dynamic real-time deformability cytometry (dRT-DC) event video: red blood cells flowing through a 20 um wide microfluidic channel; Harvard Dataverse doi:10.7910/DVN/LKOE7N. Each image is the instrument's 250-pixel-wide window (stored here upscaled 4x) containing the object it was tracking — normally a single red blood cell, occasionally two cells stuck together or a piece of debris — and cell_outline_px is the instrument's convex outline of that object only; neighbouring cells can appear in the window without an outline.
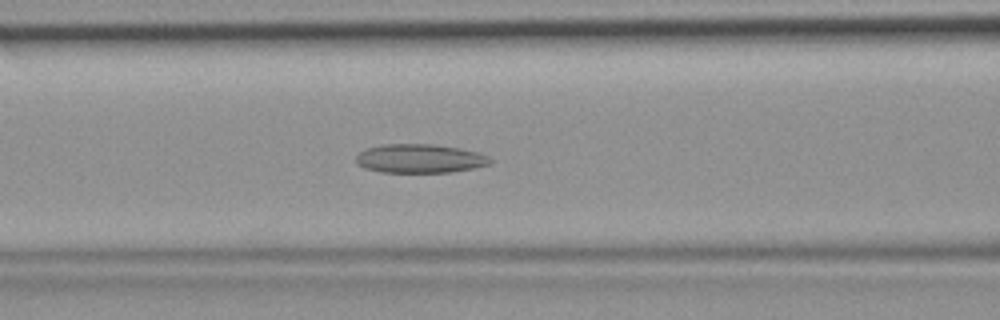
{"species": "common noctule bat (a hibernating species)", "species_latin": "Nyctalus noctula", "temperature_condition": "room temperature", "stored_images_in_passage": 46, "camera_frame_rate_fps": 3000, "um_per_image_px": 0.085, "animal": {"sex": "female", "body_mass_g": 19.9}, "frame": {"image": 1, "passage_image": 19, "time_ms": 6.0, "image_size_px": [1000, 320], "cell_outline_px": [[492, 160], [488, 164], [472, 168], [452, 172], [380, 172], [364, 168], [356, 164], [356, 156], [360, 152], [368, 148], [380, 144], [432, 144], [460, 148], [476, 152], [488, 156]], "centroid_in_image_um": [35.64, 13.47], "position_along_channel_um": 131.0, "area_um2": 22.48}}
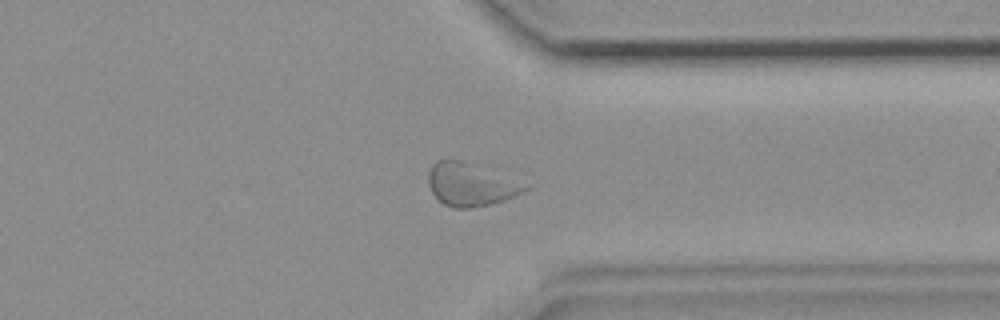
{"frame": {"image": 2, "passage_image": 36, "time_ms": 11.667, "image_size_px": [1000, 320], "cell_outline_px": [[528, 188], [524, 192], [504, 200], [488, 204], [468, 208], [452, 208], [444, 204], [432, 192], [428, 184], [428, 172], [432, 164], [436, 160], [460, 160], [488, 164]], "centroid_in_image_um": [39.99, 15.63], "position_along_channel_um": 371.4, "area_um2": 24.57}}
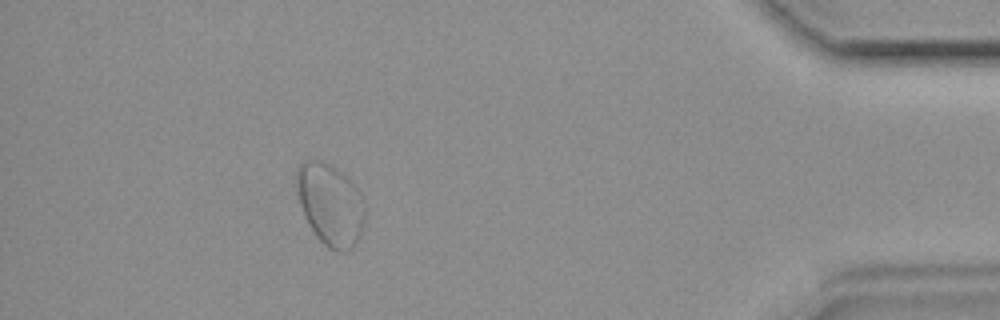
{"frame": {"image": 3, "passage_image": 42, "time_ms": 13.667, "image_size_px": [1000, 320], "cell_outline_px": [[364, 224], [360, 236], [356, 244], [352, 248], [344, 252], [336, 252], [328, 248], [316, 236], [296, 196], [296, 168], [304, 160], [316, 160], [328, 164], [336, 168], [352, 180], [356, 188], [364, 212]], "centroid_in_image_um": [28.05, 17.39], "position_along_channel_um": 407.1, "area_um2": 32.37}}